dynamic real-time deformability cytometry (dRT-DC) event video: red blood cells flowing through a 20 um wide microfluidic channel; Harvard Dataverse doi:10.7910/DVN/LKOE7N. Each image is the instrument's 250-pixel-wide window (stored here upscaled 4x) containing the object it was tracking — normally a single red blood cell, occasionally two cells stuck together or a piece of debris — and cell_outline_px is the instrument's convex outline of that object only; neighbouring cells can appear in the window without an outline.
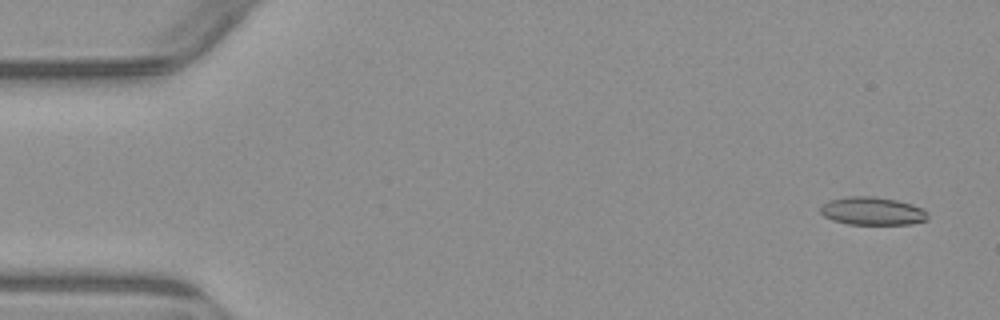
{"species": "common noctule bat (a hibernating species)", "species_latin": "Nyctalus noctula", "temperature_condition": "warm", "stored_images_in_passage": 4, "camera_frame_rate_fps": 3000, "um_per_image_px": 0.085, "animal": {"sex": "male", "body_mass_g": 23.1, "forearm_length_mm": 52.7}, "frame": {"image": 1, "passage_image": 1, "time_ms": 0.0, "image_size_px": [1000, 320], "cell_outline_px": [[928, 220], [912, 224], [848, 224], [832, 220], [824, 216], [820, 212], [820, 208], [828, 200], [844, 196], [872, 196], [896, 200], [912, 204], [924, 208], [928, 212]], "centroid_in_image_um": [74.17, 17.93], "position_along_channel_um": 10.8, "area_um2": 17.74}}
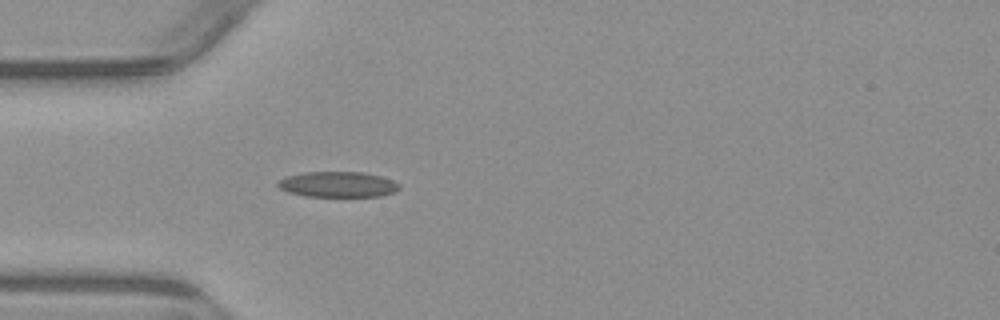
{"frame": {"image": 2, "passage_image": 4, "time_ms": 4.333, "image_size_px": [1000, 320], "cell_outline_px": [[400, 188], [396, 192], [380, 196], [304, 196], [288, 192], [280, 188], [276, 184], [280, 180], [288, 176], [304, 172], [364, 172], [380, 176], [392, 180], [400, 184]], "centroid_in_image_um": [28.74, 15.67], "position_along_channel_um": 56.3, "area_um2": 18.03}}